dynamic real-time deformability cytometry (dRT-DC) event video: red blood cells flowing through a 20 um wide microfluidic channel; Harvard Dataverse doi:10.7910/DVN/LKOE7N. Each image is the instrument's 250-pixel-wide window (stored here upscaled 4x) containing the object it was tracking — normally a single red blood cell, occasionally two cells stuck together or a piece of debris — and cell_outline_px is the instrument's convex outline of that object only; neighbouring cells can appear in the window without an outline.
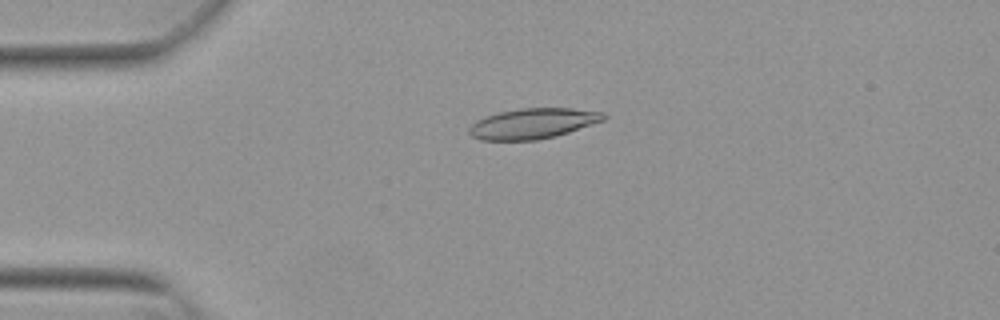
{"species": "Egyptian fruit bat (a non-hibernating species)", "species_latin": "Rousettus aegyptiacus", "temperature_condition": "warm", "stored_images_in_passage": 46, "camera_frame_rate_fps": 3000, "um_per_image_px": 0.085, "animal": {"sex": "female"}, "frame": {"image": 1, "passage_image": 4, "time_ms": 1.0, "image_size_px": [1000, 320], "cell_outline_px": [[608, 116], [604, 120], [556, 136], [536, 140], [480, 140], [472, 136], [468, 132], [468, 128], [476, 120], [484, 116], [500, 112], [520, 108], [572, 108], [604, 112]], "centroid_in_image_um": [45.28, 10.49], "position_along_channel_um": 39.7, "area_um2": 23.87}}
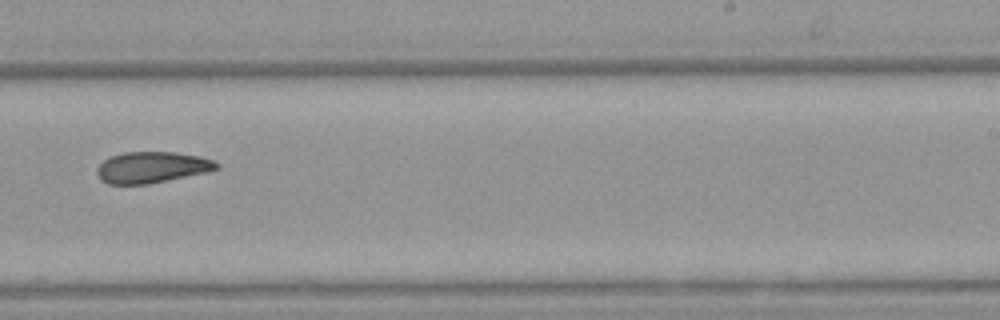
{"frame": {"image": 2, "passage_image": 25, "time_ms": 8.0, "image_size_px": [1000, 320], "cell_outline_px": [[220, 168], [204, 172], [148, 184], [108, 184], [100, 180], [96, 172], [96, 168], [104, 160], [112, 156], [124, 152], [176, 152], [200, 156], [216, 160], [220, 164]], "centroid_in_image_um": [12.91, 14.21], "position_along_channel_um": 276.1, "area_um2": 21.73}}
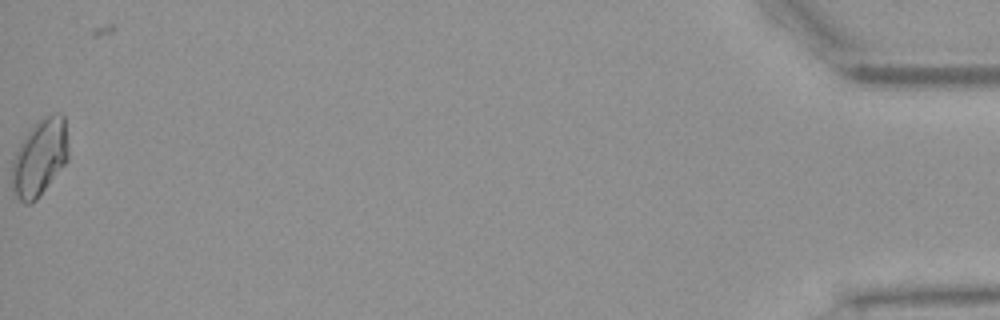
{"frame": {"image": 3, "passage_image": 45, "time_ms": 14.667, "image_size_px": [1000, 320], "cell_outline_px": [[68, 160], [36, 200], [32, 204], [24, 204], [12, 196], [12, 160], [20, 144], [28, 132], [40, 120], [56, 112], [60, 112], [64, 116], [68, 152]], "centroid_in_image_um": [3.35, 13.46], "position_along_channel_um": 431.8, "area_um2": 25.09}}